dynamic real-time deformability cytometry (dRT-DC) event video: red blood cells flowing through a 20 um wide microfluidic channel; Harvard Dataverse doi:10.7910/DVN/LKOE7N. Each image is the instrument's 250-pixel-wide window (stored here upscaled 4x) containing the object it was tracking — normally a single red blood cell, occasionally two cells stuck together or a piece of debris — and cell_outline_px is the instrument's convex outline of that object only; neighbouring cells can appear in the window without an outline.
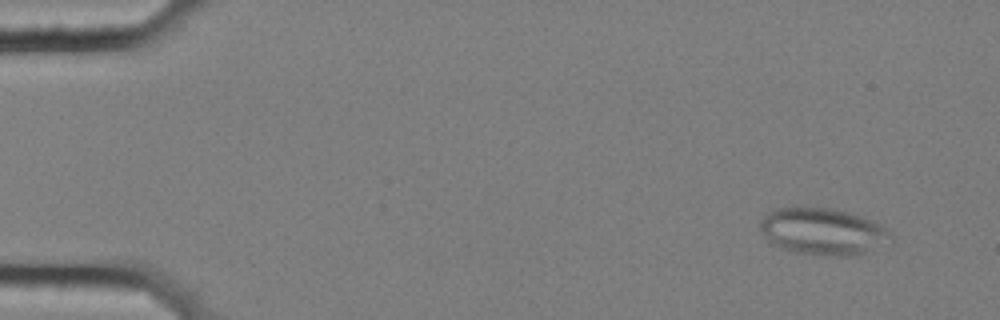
{"species": "common noctule bat (a hibernating species)", "species_latin": "Nyctalus noctula", "temperature_condition": "cold", "stored_images_in_passage": 58, "segment_of_instrument_passage": [1, 2], "camera_frame_rate_fps": 3000, "um_per_image_px": 0.085, "animal": {"sex": "female", "body_mass_g": 25.1}, "frame": {"image": 1, "passage_image": 5, "time_ms": 1.333, "image_size_px": [1000, 320], "cell_outline_px": [[892, 244], [860, 256], [820, 256], [796, 252], [780, 248], [772, 244], [768, 240], [760, 228], [760, 220], [772, 208], [832, 208], [860, 216], [880, 224], [888, 228], [892, 236]], "centroid_in_image_um": [70.02, 19.72], "position_along_channel_um": 15.0, "area_um2": 36.3}}